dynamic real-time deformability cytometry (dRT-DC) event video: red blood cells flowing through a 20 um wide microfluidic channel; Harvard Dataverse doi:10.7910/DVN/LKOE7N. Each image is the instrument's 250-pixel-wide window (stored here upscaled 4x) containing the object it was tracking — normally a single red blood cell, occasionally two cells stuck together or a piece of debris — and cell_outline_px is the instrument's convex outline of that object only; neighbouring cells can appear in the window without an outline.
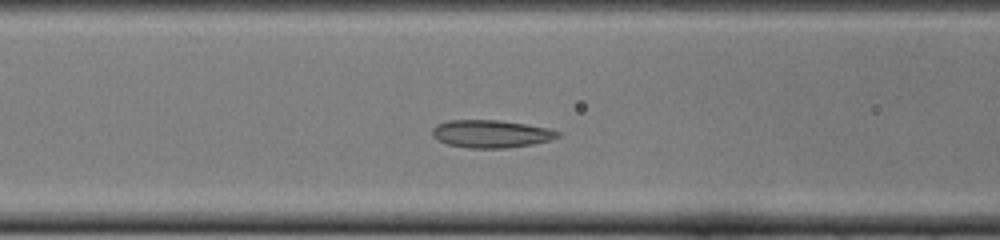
{"species": "common noctule bat (a hibernating species)", "species_latin": "Nyctalus noctula", "temperature_condition": "cold", "stored_images_in_passage": 45, "camera_frame_rate_fps": 3000, "um_per_image_px": 0.085, "animal": {"sex": "female", "body_mass_g": 22.0, "forearm_length_mm": 56.7}, "frame": {"image": 1, "passage_image": 13, "time_ms": 4.0, "image_size_px": [1000, 240], "cell_outline_px": [[560, 136], [548, 140], [532, 144], [508, 148], [468, 148], [448, 144], [432, 136], [432, 128], [436, 124], [448, 120], [496, 120], [524, 124], [548, 128], [560, 132]], "centroid_in_image_um": [41.71, 11.37], "position_along_channel_um": 124.9, "area_um2": 20.11}}
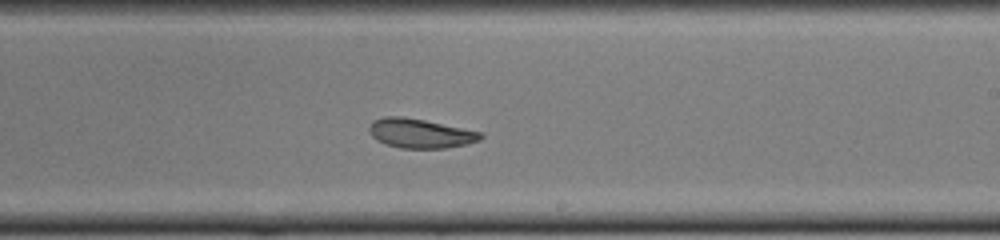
{"frame": {"image": 2, "passage_image": 23, "time_ms": 7.333, "image_size_px": [1000, 240], "cell_outline_px": [[484, 136], [480, 140], [464, 144], [444, 148], [400, 148], [384, 144], [376, 140], [368, 132], [368, 128], [372, 120], [384, 116], [400, 116], [424, 120], [484, 132]], "centroid_in_image_um": [35.69, 11.33], "position_along_channel_um": 253.3, "area_um2": 19.19}}
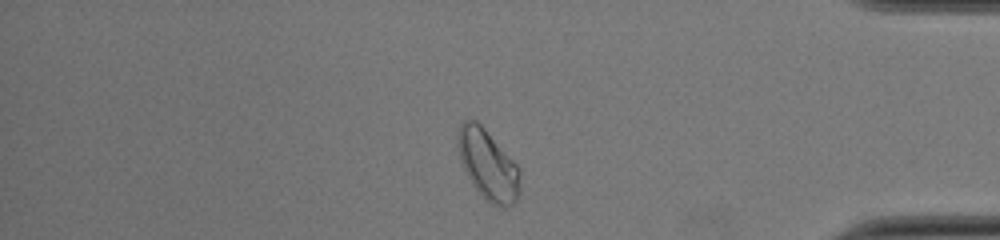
{"frame": {"image": 3, "passage_image": 36, "time_ms": 11.667, "image_size_px": [1000, 240], "cell_outline_px": [[520, 192], [516, 200], [512, 204], [504, 208], [492, 204], [484, 200], [472, 184], [464, 168], [460, 156], [456, 140], [456, 136], [460, 124], [464, 120], [476, 120], [484, 128], [520, 168]], "centroid_in_image_um": [41.48, 14.03], "position_along_channel_um": 393.7, "area_um2": 25.37}, "authors_computed_cell_mechanics": {"area_um2": 21.0392, "velocity_mm_per_s": 3.8649, "shape_relaxation_time_tau1_ms": null, "shape_relaxation_time_tau2_ms": 2.0251, "deformation_change_tau1": null, "deformation_change_tau2": 0.0694}}